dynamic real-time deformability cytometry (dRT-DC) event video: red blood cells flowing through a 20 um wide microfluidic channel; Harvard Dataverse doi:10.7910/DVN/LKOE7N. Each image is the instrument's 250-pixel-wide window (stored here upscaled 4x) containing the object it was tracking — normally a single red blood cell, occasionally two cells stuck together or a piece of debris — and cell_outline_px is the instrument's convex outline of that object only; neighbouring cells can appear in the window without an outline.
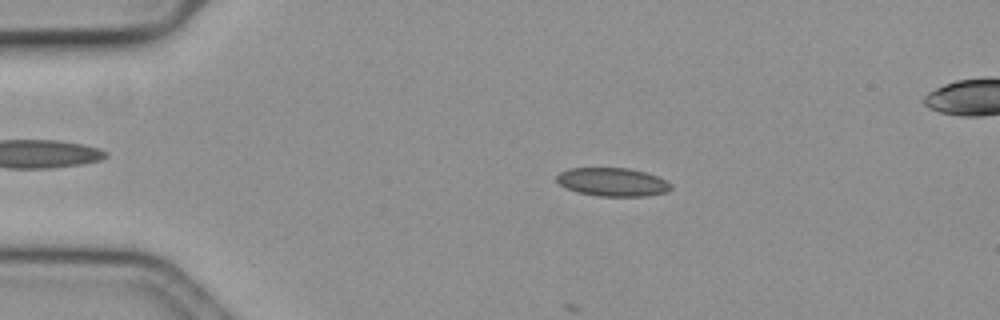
{"species": "common noctule bat (a hibernating species)", "species_latin": "Nyctalus noctula", "temperature_condition": "cold", "stored_images_in_passage": 11, "camera_frame_rate_fps": 3000, "um_per_image_px": 0.085, "animal": {"sex": "female", "body_mass_g": 19.3, "forearm_length_mm": 54.1}, "frame": {"image": 1, "passage_image": 5, "time_ms": 1.333, "image_size_px": [1000, 320], "cell_outline_px": [[672, 188], [668, 192], [648, 196], [596, 196], [576, 192], [560, 184], [556, 180], [556, 176], [560, 172], [568, 168], [628, 168], [644, 172], [668, 180], [672, 184]], "centroid_in_image_um": [52.09, 15.48], "position_along_channel_um": 32.9, "area_um2": 19.07}}